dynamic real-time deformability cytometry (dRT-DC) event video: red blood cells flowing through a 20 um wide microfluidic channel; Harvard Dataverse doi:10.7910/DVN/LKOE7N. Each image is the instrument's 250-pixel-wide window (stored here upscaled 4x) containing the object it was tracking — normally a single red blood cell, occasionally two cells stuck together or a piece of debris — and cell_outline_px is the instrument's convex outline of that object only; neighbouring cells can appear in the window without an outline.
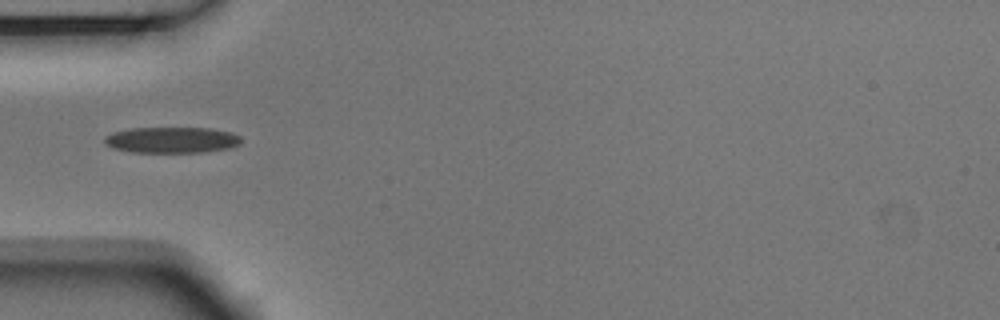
{"species": "Egyptian fruit bat (a non-hibernating species)", "species_latin": "Rousettus aegyptiacus", "temperature_condition": "room temperature", "stored_images_in_passage": 4, "camera_frame_rate_fps": 3000, "um_per_image_px": 0.085, "animal": {"sex": "male"}, "frame": {"image": 1, "passage_image": 1, "time_ms": 0.0, "image_size_px": [1000, 320], "cell_outline_px": [[240, 144], [232, 148], [204, 152], [132, 152], [112, 148], [104, 144], [104, 136], [112, 132], [132, 128], [212, 128], [232, 132], [240, 136]], "centroid_in_image_um": [14.6, 11.89], "position_along_channel_um": 70.4, "area_um2": 20.92}}
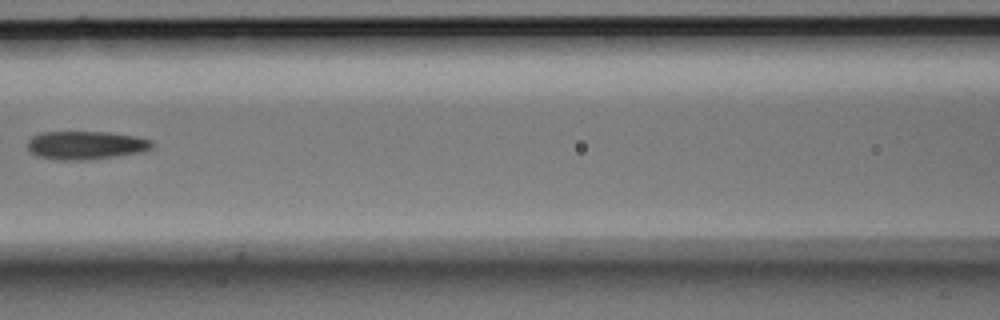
{"frame": {"image": 2, "passage_image": 3, "time_ms": 0.667, "image_size_px": [1000, 320], "cell_outline_px": [[152, 148], [144, 152], [92, 160], [60, 160], [36, 156], [28, 148], [28, 140], [32, 136], [40, 132], [108, 132], [136, 136], [152, 140]], "centroid_in_image_um": [7.32, 12.35], "position_along_channel_um": 159.3, "area_um2": 20.81}}
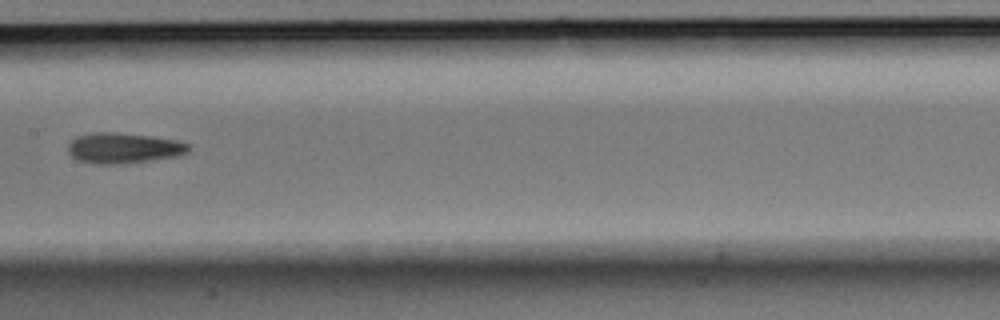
{"frame": {"image": 3, "passage_image": 4, "time_ms": 1.0, "image_size_px": [1000, 320], "cell_outline_px": [[188, 152], [176, 156], [120, 164], [96, 164], [80, 160], [72, 156], [68, 152], [68, 144], [76, 136], [96, 132], [116, 132], [152, 136], [176, 140], [188, 144]], "centroid_in_image_um": [10.47, 12.57], "position_along_channel_um": 196.9, "area_um2": 21.21}}